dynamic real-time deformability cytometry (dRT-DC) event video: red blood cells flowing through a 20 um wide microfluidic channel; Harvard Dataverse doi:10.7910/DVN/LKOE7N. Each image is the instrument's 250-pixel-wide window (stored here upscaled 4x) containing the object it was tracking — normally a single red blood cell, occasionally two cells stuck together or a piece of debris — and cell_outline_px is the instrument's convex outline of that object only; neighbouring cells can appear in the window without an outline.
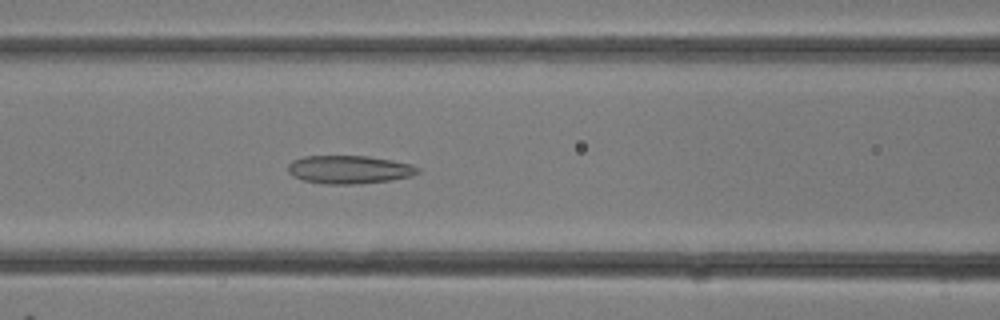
{"species": "common noctule bat (a hibernating species)", "species_latin": "Nyctalus noctula", "temperature_condition": "room temperature", "stored_images_in_passage": 13, "camera_frame_rate_fps": 3000, "um_per_image_px": 0.085, "animal": {"sex": "female"}, "frame": {"image": 1, "passage_image": 11, "time_ms": 3.333, "image_size_px": [1000, 320], "cell_outline_px": [[420, 172], [412, 176], [392, 180], [352, 184], [324, 184], [304, 180], [292, 176], [288, 172], [288, 164], [292, 160], [304, 156], [368, 156], [392, 160], [412, 164], [420, 168]], "centroid_in_image_um": [29.69, 14.41], "position_along_channel_um": 136.9, "area_um2": 21.44}}
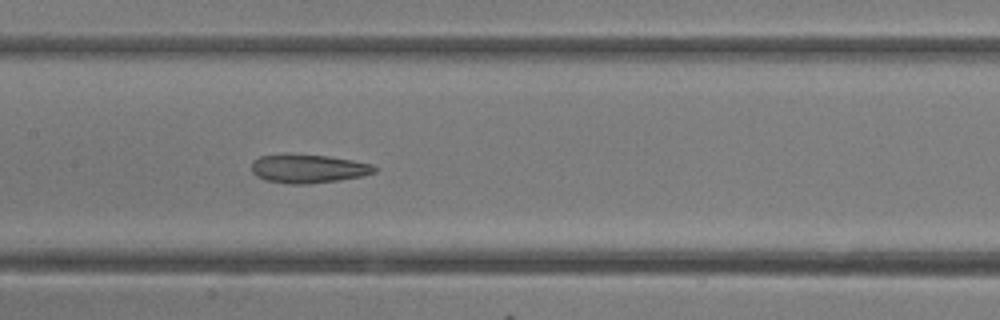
{"frame": {"image": 2, "passage_image": 13, "time_ms": 4.0, "image_size_px": [1000, 320], "cell_outline_px": [[376, 172], [364, 176], [308, 184], [288, 184], [264, 180], [256, 176], [252, 172], [252, 160], [260, 156], [284, 152], [288, 152], [328, 156], [352, 160], [372, 164], [376, 168]], "centroid_in_image_um": [26.14, 14.31], "position_along_channel_um": 181.3, "area_um2": 21.04}}